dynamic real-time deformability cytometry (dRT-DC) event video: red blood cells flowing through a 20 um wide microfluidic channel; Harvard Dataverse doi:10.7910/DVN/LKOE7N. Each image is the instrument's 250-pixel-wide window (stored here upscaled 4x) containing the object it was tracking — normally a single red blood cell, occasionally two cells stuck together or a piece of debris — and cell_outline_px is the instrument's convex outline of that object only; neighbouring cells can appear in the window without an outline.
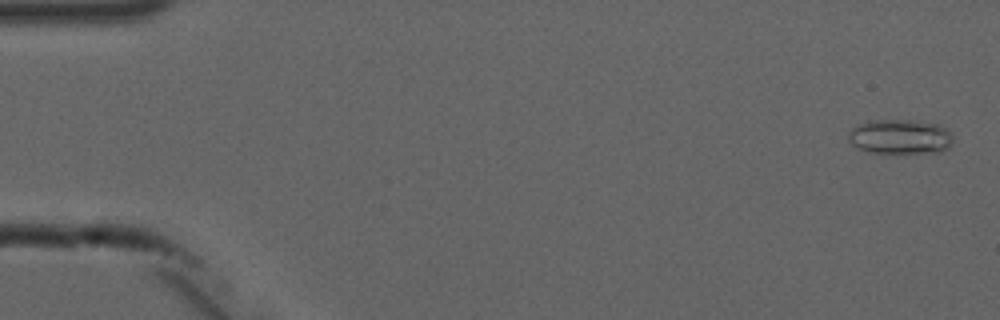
{"species": "common noctule bat (a hibernating species)", "species_latin": "Nyctalus noctula", "temperature_condition": "cold", "stored_images_in_passage": 5, "camera_frame_rate_fps": 3000, "um_per_image_px": 0.085, "animal": {"sex": "male", "forearm_length_mm": 52.5}, "frame": {"image": 1, "passage_image": 1, "time_ms": 0.0, "image_size_px": [1000, 320], "cell_outline_px": [[952, 140], [948, 148], [940, 152], [868, 152], [852, 144], [848, 140], [848, 132], [856, 124], [868, 120], [908, 120], [936, 124], [944, 128], [952, 136]], "centroid_in_image_um": [76.45, 11.61], "position_along_channel_um": 8.5, "area_um2": 20.87}}